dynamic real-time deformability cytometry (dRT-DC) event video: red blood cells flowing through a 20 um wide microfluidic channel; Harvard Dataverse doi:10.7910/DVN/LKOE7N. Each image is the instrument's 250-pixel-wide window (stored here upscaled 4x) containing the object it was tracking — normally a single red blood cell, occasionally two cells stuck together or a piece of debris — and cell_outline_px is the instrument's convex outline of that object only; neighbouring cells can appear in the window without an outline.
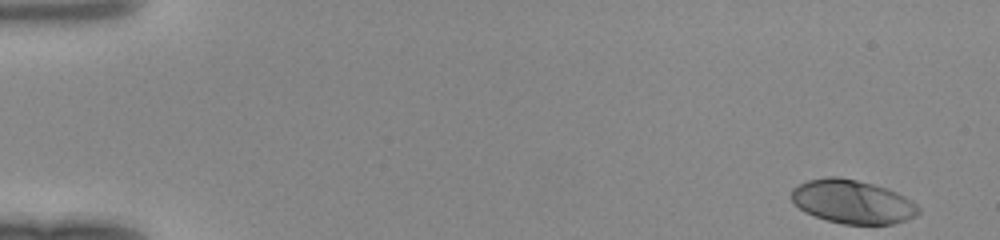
{"species": "human", "species_latin": "Homo sapiens", "temperature_condition": "room temperature", "stored_images_in_passage": 46, "camera_frame_rate_fps": 3000, "um_per_image_px": 0.085, "donor": {"sex": "female"}, "frame": {"image": 1, "passage_image": 1, "time_ms": 0.0, "image_size_px": [1000, 240], "cell_outline_px": [[920, 212], [916, 216], [892, 224], [844, 224], [828, 220], [804, 212], [792, 200], [792, 188], [808, 180], [828, 176], [840, 176], [888, 188], [912, 200], [920, 208]], "centroid_in_image_um": [72.48, 17.14], "position_along_channel_um": 12.5, "area_um2": 32.19}}
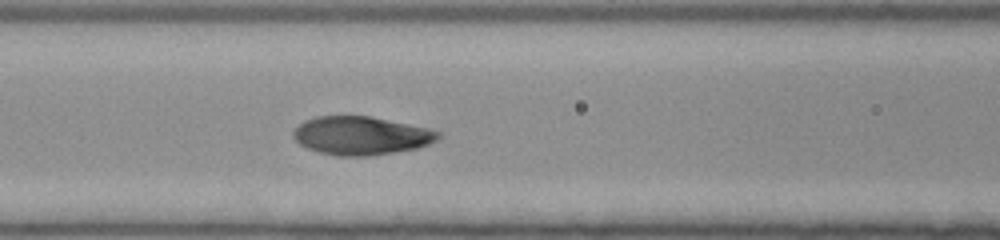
{"frame": {"image": 2, "passage_image": 20, "time_ms": 6.333, "image_size_px": [1000, 240], "cell_outline_px": [[444, 132], [436, 140], [428, 144], [416, 148], [368, 156], [336, 156], [320, 152], [308, 148], [300, 144], [292, 136], [292, 132], [304, 120], [316, 116], [372, 116], [428, 128]], "centroid_in_image_um": [30.69, 11.52], "position_along_channel_um": 135.9, "area_um2": 32.37}}
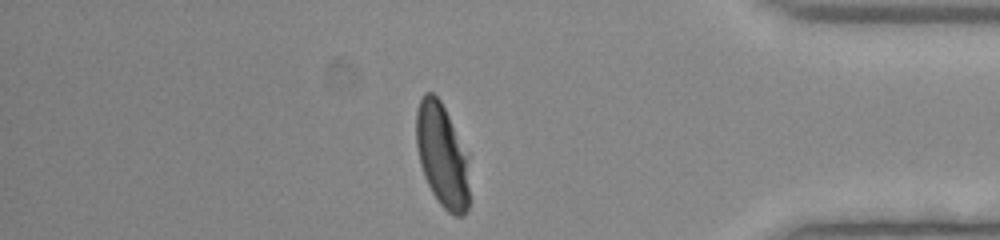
{"frame": {"image": 3, "passage_image": 40, "time_ms": 13.0, "image_size_px": [1000, 240], "cell_outline_px": [[468, 208], [464, 216], [456, 216], [448, 212], [440, 204], [432, 192], [424, 176], [420, 164], [416, 144], [416, 112], [420, 100], [424, 92], [432, 92], [440, 100], [468, 152]], "centroid_in_image_um": [37.58, 13.2], "position_along_channel_um": 397.6, "area_um2": 32.25}}